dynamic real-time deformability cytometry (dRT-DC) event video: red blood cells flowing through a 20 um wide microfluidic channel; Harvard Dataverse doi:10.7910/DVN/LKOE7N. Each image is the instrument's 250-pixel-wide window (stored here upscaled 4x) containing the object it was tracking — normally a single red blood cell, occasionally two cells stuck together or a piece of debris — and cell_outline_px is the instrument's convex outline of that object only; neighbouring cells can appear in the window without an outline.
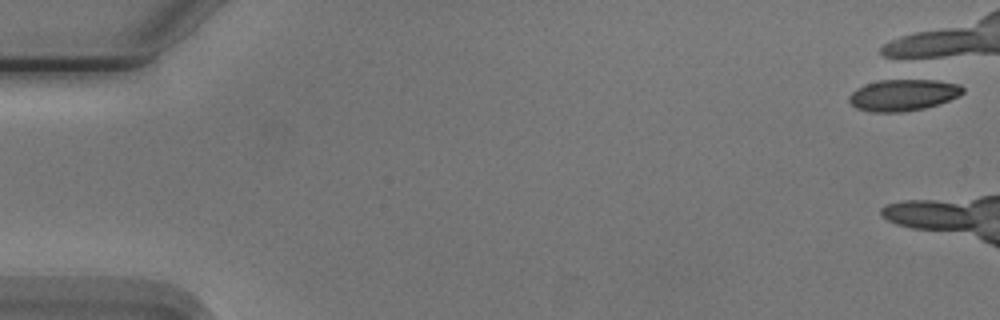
{"species": "Egyptian fruit bat (a non-hibernating species)", "species_latin": "Rousettus aegyptiacus", "temperature_condition": "cold", "stored_images_in_passage": 2, "camera_frame_rate_fps": 3000, "um_per_image_px": 0.085, "animal": {"sex": "male"}, "frame": {"image": 1, "passage_image": 1, "time_ms": 0.0, "image_size_px": [1000, 320], "cell_outline_px": [[964, 92], [960, 96], [940, 104], [924, 108], [904, 112], [868, 112], [856, 108], [848, 100], [848, 96], [856, 88], [864, 84], [880, 80], [936, 80], [960, 84], [964, 88]], "centroid_in_image_um": [76.77, 8.08], "position_along_channel_um": 8.2, "area_um2": 21.15}}